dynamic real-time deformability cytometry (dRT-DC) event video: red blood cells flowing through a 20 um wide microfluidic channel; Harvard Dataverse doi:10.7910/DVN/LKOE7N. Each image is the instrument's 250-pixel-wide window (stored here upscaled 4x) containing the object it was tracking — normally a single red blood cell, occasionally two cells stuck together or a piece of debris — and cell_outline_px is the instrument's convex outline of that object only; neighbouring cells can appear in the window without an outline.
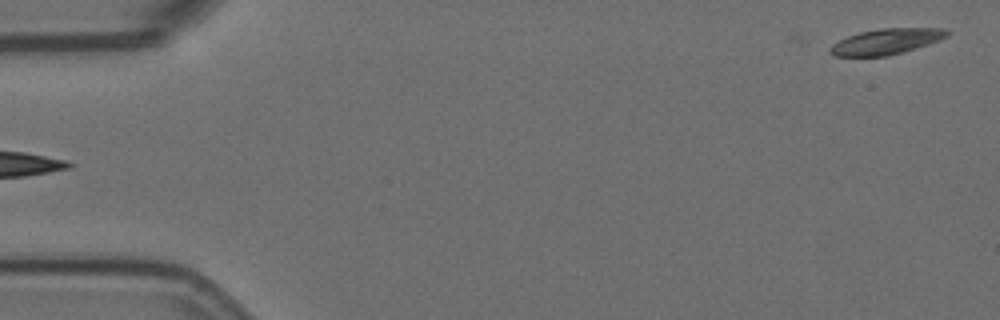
{"species": "Egyptian fruit bat (a non-hibernating species)", "species_latin": "Rousettus aegyptiacus", "temperature_condition": "room temperature", "stored_images_in_passage": 5, "segment_of_instrument_passage": [2, 2], "camera_frame_rate_fps": 3000, "um_per_image_px": 0.085, "animal": {"sex": "female"}, "frame": {"image": 1, "passage_image": 5, "time_ms": 1.333, "image_size_px": [1000, 320], "cell_outline_px": [[948, 36], [940, 40], [904, 52], [888, 56], [832, 56], [828, 52], [828, 48], [832, 44], [848, 36], [860, 32], [880, 28], [944, 28], [948, 32]], "centroid_in_image_um": [75.3, 3.53], "position_along_channel_um": 9.7, "area_um2": 17.57}}